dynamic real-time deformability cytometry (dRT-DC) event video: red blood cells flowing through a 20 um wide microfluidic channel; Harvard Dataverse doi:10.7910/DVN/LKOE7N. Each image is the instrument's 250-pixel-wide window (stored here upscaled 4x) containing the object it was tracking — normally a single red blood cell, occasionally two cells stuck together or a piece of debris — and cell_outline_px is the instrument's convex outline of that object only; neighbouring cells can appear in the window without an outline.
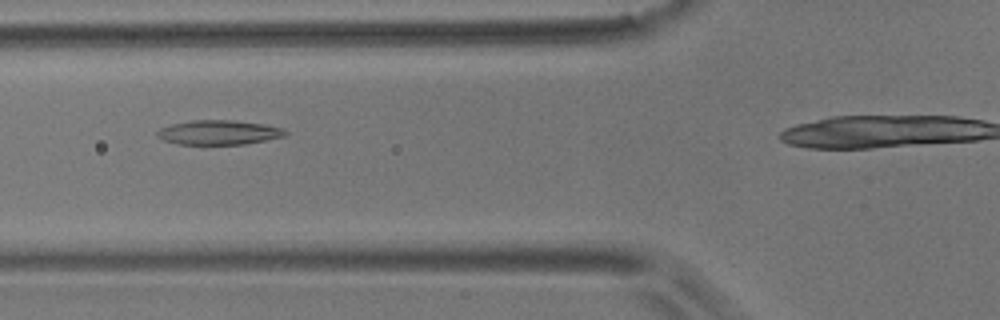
{"species": "common noctule bat (a hibernating species)", "species_latin": "Nyctalus noctula", "temperature_condition": "room temperature", "stored_images_in_passage": 4, "camera_frame_rate_fps": 3000, "um_per_image_px": 0.085, "animal": {"sex": "male", "body_mass_g": 17.9}, "frame": {"image": 1, "passage_image": 3, "time_ms": 0.667, "image_size_px": [1000, 320], "cell_outline_px": [[288, 132], [284, 136], [244, 144], [180, 144], [164, 140], [156, 136], [156, 132], [160, 128], [172, 124], [192, 120], [232, 120], [264, 124], [284, 128]], "centroid_in_image_um": [18.59, 11.25], "position_along_channel_um": 107.2, "area_um2": 18.15}}